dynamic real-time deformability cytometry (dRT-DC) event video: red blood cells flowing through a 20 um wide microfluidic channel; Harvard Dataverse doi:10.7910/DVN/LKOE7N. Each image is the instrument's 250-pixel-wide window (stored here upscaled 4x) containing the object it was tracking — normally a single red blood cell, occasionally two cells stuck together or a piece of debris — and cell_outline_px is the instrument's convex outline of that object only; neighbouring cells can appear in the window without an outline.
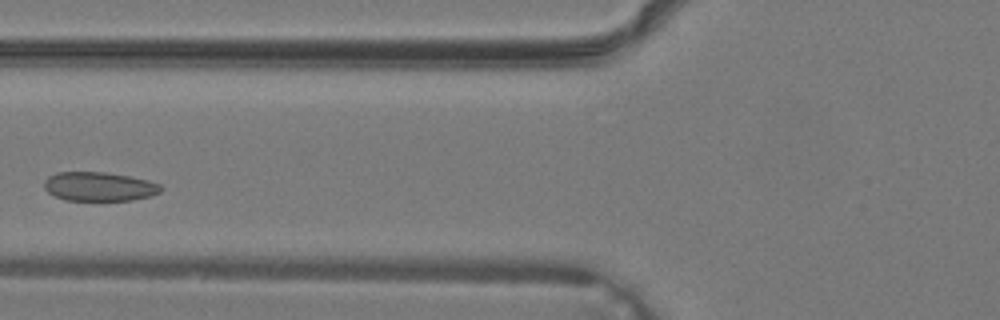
{"species": "common noctule bat (a hibernating species)", "species_latin": "Nyctalus noctula", "temperature_condition": "warm", "stored_images_in_passage": 31, "camera_frame_rate_fps": 3000, "um_per_image_px": 0.085, "animal": {"sex": "male", "body_mass_g": 19.2, "forearm_length_mm": 51.8}, "frame": {"image": 1, "passage_image": 7, "time_ms": 2.0, "image_size_px": [1000, 320], "cell_outline_px": [[164, 188], [160, 192], [152, 196], [132, 200], [68, 200], [56, 196], [48, 192], [44, 188], [44, 180], [48, 176], [56, 172], [104, 172], [128, 176], [148, 180], [160, 184]], "centroid_in_image_um": [8.45, 15.85], "position_along_channel_um": 117.4, "area_um2": 19.77}}
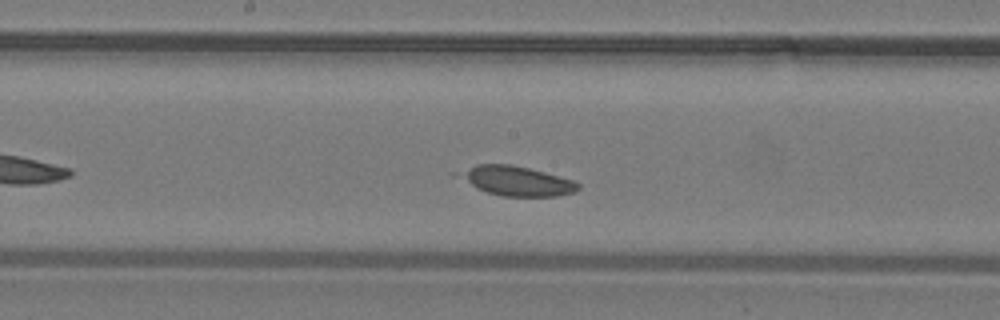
{"frame": {"image": 2, "passage_image": 12, "time_ms": 3.667, "image_size_px": [1000, 320], "cell_outline_px": [[580, 188], [576, 192], [556, 196], [500, 196], [476, 188], [452, 176], [448, 172], [476, 164], [512, 164], [544, 172], [572, 180], [580, 184]], "centroid_in_image_um": [43.74, 15.36], "position_along_channel_um": 204.5, "area_um2": 21.1}}
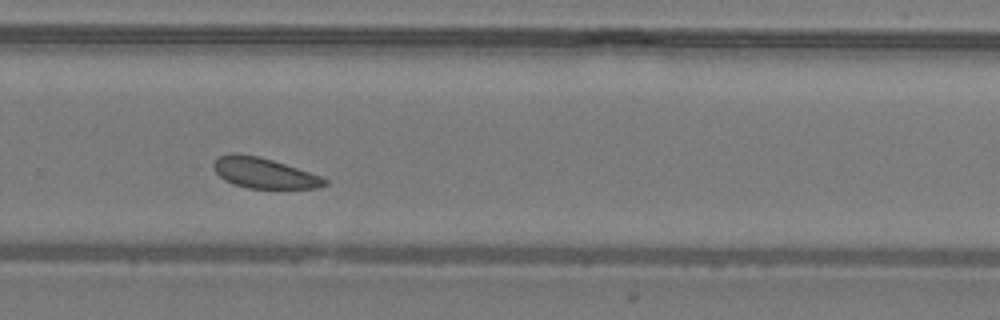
{"frame": {"image": 3, "passage_image": 18, "time_ms": 5.667, "image_size_px": [1000, 320], "cell_outline_px": [[328, 184], [320, 188], [248, 188], [224, 180], [216, 172], [212, 164], [220, 156], [228, 152], [240, 152], [272, 160], [320, 176], [328, 180]], "centroid_in_image_um": [22.42, 14.7], "position_along_channel_um": 307.4, "area_um2": 19.54}}